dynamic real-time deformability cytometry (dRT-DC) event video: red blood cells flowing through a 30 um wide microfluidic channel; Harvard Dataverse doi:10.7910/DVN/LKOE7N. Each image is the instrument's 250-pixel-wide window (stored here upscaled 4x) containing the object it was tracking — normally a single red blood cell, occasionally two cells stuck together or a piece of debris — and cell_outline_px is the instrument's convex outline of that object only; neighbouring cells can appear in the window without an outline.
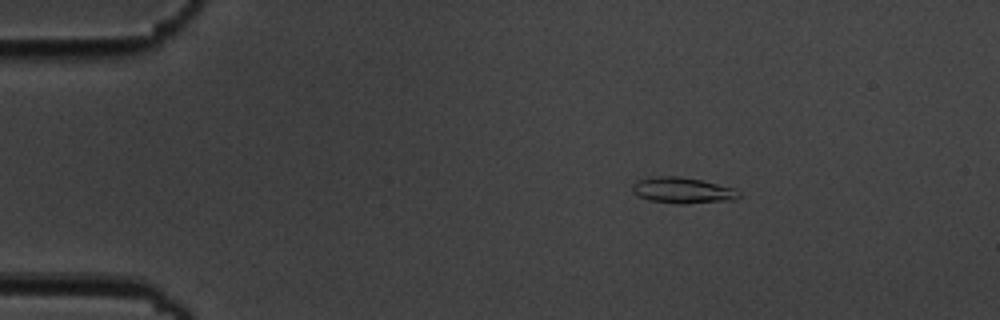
{"species": "common noctule bat (a hibernating species)", "species_latin": "Nyctalus noctula", "temperature_condition": "cold", "stored_images_in_passage": 14, "camera_frame_rate_fps": 3000, "um_per_image_px": 0.085, "animal": {"sex": "male", "body_mass_g": 19.5, "forearm_length_mm": 54.6}, "frame": {"image": 1, "passage_image": 2, "time_ms": 1.333, "image_size_px": [1000, 320], "cell_outline_px": [[740, 196], [736, 200], [680, 204], [676, 204], [648, 200], [632, 192], [632, 184], [636, 180], [660, 176], [680, 176], [700, 180], [732, 188], [740, 192]], "centroid_in_image_um": [58.0, 16.19], "position_along_channel_um": 27.0, "area_um2": 16.07}}
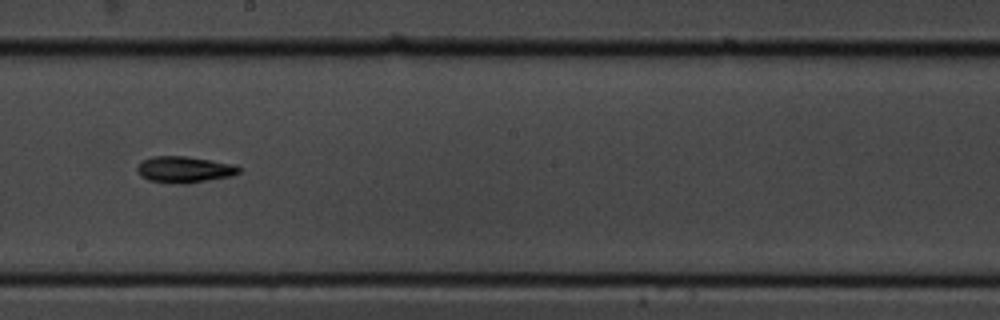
{"frame": {"image": 2, "passage_image": 8, "time_ms": 9.0, "image_size_px": [1000, 320], "cell_outline_px": [[240, 172], [232, 176], [188, 184], [180, 184], [148, 180], [140, 176], [136, 172], [136, 168], [140, 160], [152, 156], [188, 156], [232, 164], [240, 168]], "centroid_in_image_um": [15.62, 14.41], "position_along_channel_um": 232.6, "area_um2": 15.84}}
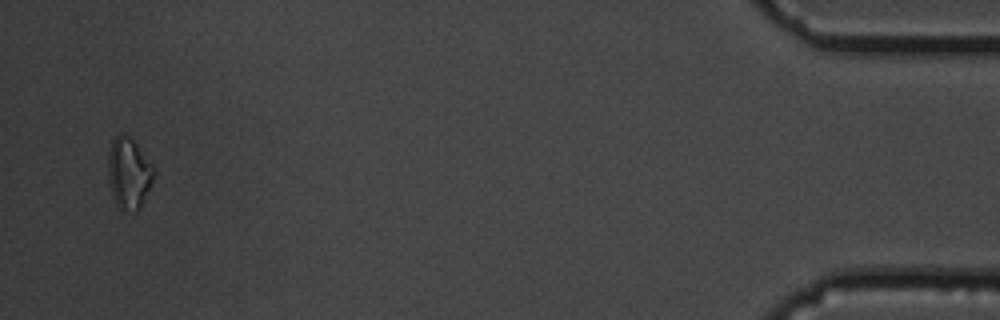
{"frame": {"image": 3, "passage_image": 14, "time_ms": 16.667, "image_size_px": [1000, 320], "cell_outline_px": [[156, 172], [140, 208], [136, 212], [120, 208], [116, 204], [108, 180], [108, 156], [112, 140], [120, 132], [128, 136], [136, 144], [152, 164]], "centroid_in_image_um": [10.95, 14.71], "position_along_channel_um": 424.3, "area_um2": 18.73}, "authors_computed_cell_mechanics": {"area_um2": 15.1725, "velocity_mm_per_s": 3.53, "shape_relaxation_time_tau1_ms": 2.2713, "shape_relaxation_time_tau2_ms": null, "deformation_change_tau1": 0.0778, "deformation_change_tau2": null}}